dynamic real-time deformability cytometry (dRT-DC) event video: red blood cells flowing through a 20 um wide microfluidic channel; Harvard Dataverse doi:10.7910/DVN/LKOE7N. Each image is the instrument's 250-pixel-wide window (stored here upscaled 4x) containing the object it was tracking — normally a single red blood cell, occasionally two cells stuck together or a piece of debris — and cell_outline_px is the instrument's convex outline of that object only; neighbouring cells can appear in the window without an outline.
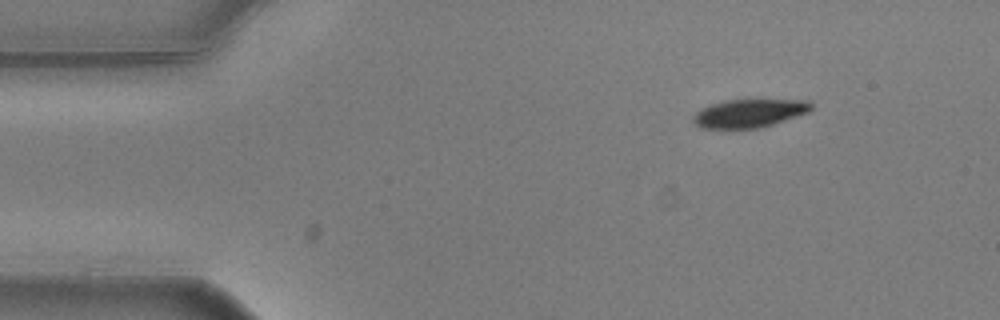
{"species": "common noctule bat (a hibernating species)", "species_latin": "Nyctalus noctula", "temperature_condition": "warm", "stored_images_in_passage": 49, "camera_frame_rate_fps": 3000, "um_per_image_px": 0.085, "animal": {"sex": "male", "body_mass_g": 20.5, "forearm_length_mm": 52.5}, "frame": {"image": 1, "passage_image": 1, "time_ms": 0.0, "image_size_px": [1000, 320], "cell_outline_px": [[812, 108], [808, 112], [772, 124], [756, 128], [700, 128], [692, 120], [692, 116], [700, 108], [724, 100], [808, 100], [812, 104]], "centroid_in_image_um": [63.65, 9.62], "position_along_channel_um": 21.4, "area_um2": 19.25}}
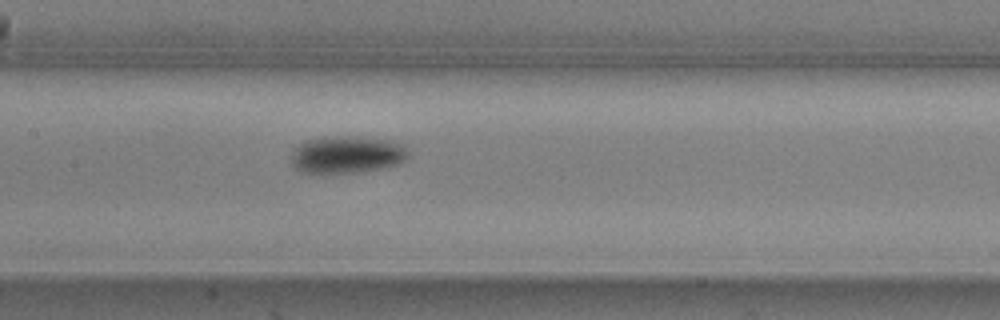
{"frame": {"image": 2, "passage_image": 20, "time_ms": 6.333, "image_size_px": [1000, 320], "cell_outline_px": [[408, 160], [400, 164], [360, 172], [324, 176], [304, 172], [296, 168], [292, 164], [292, 152], [304, 140], [324, 136], [356, 136], [392, 140], [400, 144], [408, 152]], "centroid_in_image_um": [29.47, 13.17], "position_along_channel_um": 177.9, "area_um2": 26.24}}
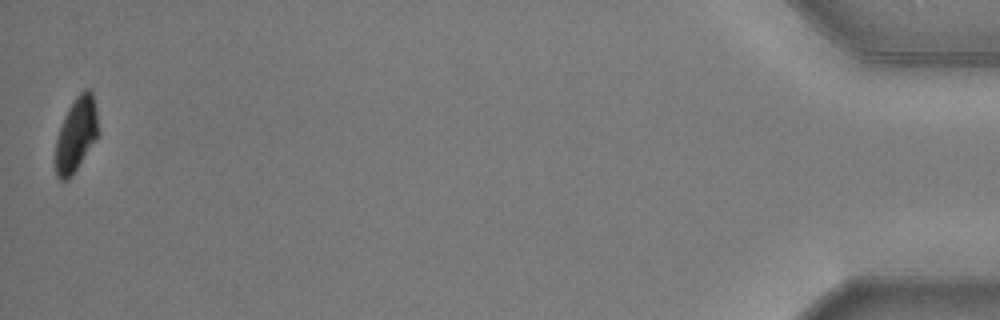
{"frame": {"image": 3, "passage_image": 49, "time_ms": 16.0, "image_size_px": [1000, 320], "cell_outline_px": [[100, 132], [96, 140], [72, 176], [68, 180], [60, 180], [56, 176], [56, 140], [64, 116], [68, 108], [76, 96], [84, 88], [88, 88], [92, 92], [96, 108]], "centroid_in_image_um": [6.5, 11.42], "position_along_channel_um": 428.7, "area_um2": 18.67}, "authors_computed_cell_mechanics": {"area_um2": 22.7154, "velocity_mm_per_s": 3.6159, "shape_relaxation_time_tau1_ms": 1.9302, "shape_relaxation_time_tau2_ms": null, "deformation_change_tau1": 0.1312, "deformation_change_tau2": null}}